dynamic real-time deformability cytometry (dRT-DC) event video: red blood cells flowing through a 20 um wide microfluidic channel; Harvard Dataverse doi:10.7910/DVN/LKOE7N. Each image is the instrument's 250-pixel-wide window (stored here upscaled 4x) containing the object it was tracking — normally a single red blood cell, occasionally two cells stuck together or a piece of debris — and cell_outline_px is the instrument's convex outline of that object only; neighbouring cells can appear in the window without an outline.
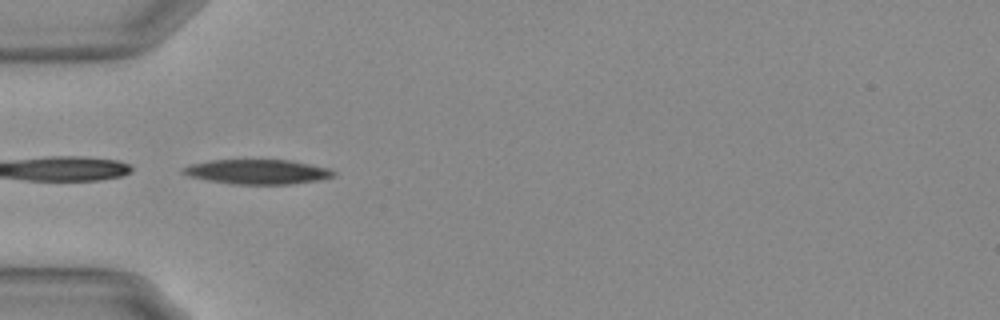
{"species": "Egyptian fruit bat (a non-hibernating species)", "species_latin": "Rousettus aegyptiacus", "temperature_condition": "warm", "stored_images_in_passage": 12, "camera_frame_rate_fps": 3000, "um_per_image_px": 0.085, "animal": {"sex": "female"}, "frame": {"image": 1, "passage_image": 1, "time_ms": 0.0, "image_size_px": [1000, 320], "cell_outline_px": [[336, 176], [320, 180], [292, 184], [232, 184], [208, 180], [188, 176], [180, 172], [180, 168], [192, 164], [208, 160], [292, 160], [328, 168], [336, 172]], "centroid_in_image_um": [21.89, 14.6], "position_along_channel_um": 63.1, "area_um2": 21.79}}
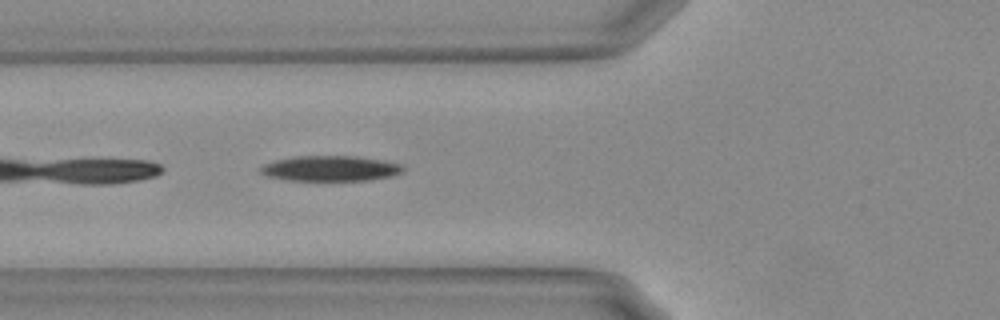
{"frame": {"image": 2, "passage_image": 4, "time_ms": 1.0, "image_size_px": [1000, 320], "cell_outline_px": [[404, 172], [388, 176], [368, 180], [288, 180], [268, 176], [260, 172], [260, 168], [264, 164], [276, 160], [292, 156], [360, 156], [384, 160], [404, 164]], "centroid_in_image_um": [28.12, 14.3], "position_along_channel_um": 97.7, "area_um2": 21.1}}